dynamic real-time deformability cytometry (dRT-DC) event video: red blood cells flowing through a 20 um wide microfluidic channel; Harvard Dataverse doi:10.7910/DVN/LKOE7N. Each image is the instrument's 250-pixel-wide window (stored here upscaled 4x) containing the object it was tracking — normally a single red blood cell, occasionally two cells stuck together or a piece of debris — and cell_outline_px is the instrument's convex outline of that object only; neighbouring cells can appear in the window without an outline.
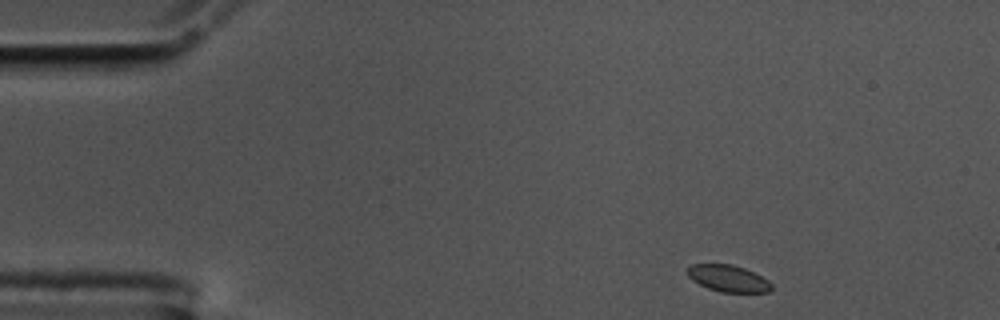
{"species": "common noctule bat (a hibernating species)", "species_latin": "Nyctalus noctula", "temperature_condition": "cold", "stored_images_in_passage": 51, "camera_frame_rate_fps": 3000, "um_per_image_px": 0.085, "animal": {"sex": "male", "body_mass_g": 17.5, "forearm_length_mm": 52.3}, "frame": {"image": 1, "passage_image": 1, "time_ms": 0.0, "image_size_px": [1000, 320], "cell_outline_px": [[772, 288], [768, 292], [720, 292], [708, 288], [692, 280], [688, 276], [688, 268], [692, 264], [732, 264], [744, 268], [768, 280], [772, 284]], "centroid_in_image_um": [61.9, 23.67], "position_along_channel_um": 23.1, "area_um2": 12.95}}
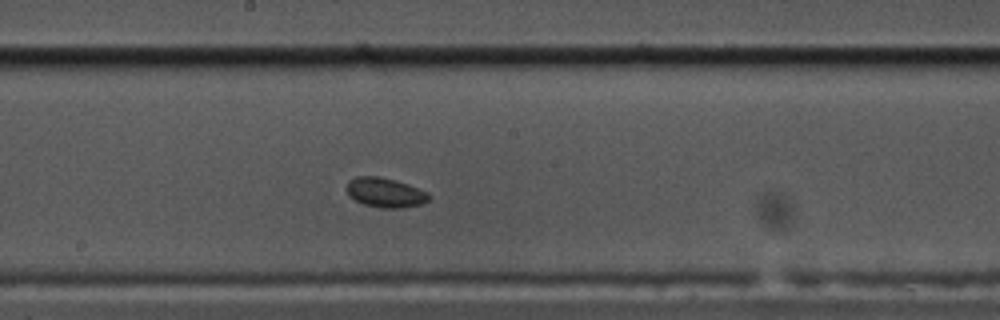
{"frame": {"image": 2, "passage_image": 24, "time_ms": 7.667, "image_size_px": [1000, 320], "cell_outline_px": [[432, 196], [428, 200], [420, 204], [400, 208], [380, 208], [364, 204], [348, 196], [344, 188], [348, 180], [356, 176], [376, 176], [396, 180], [408, 184], [428, 192]], "centroid_in_image_um": [32.7, 16.36], "position_along_channel_um": 215.5, "area_um2": 14.39}}
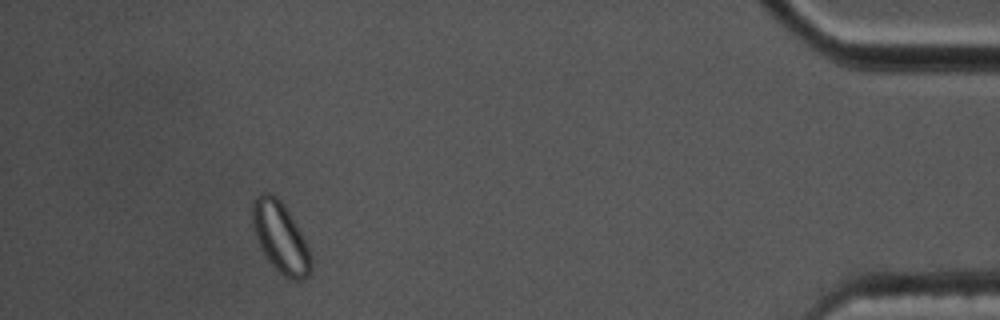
{"frame": {"image": 3, "passage_image": 46, "time_ms": 15.0, "image_size_px": [1000, 320], "cell_outline_px": [[312, 268], [308, 276], [300, 280], [296, 280], [284, 276], [268, 260], [260, 248], [252, 228], [252, 200], [260, 192], [268, 192], [276, 196], [280, 200], [296, 224], [312, 256]], "centroid_in_image_um": [23.81, 20.16], "position_along_channel_um": 411.4, "area_um2": 23.93}}